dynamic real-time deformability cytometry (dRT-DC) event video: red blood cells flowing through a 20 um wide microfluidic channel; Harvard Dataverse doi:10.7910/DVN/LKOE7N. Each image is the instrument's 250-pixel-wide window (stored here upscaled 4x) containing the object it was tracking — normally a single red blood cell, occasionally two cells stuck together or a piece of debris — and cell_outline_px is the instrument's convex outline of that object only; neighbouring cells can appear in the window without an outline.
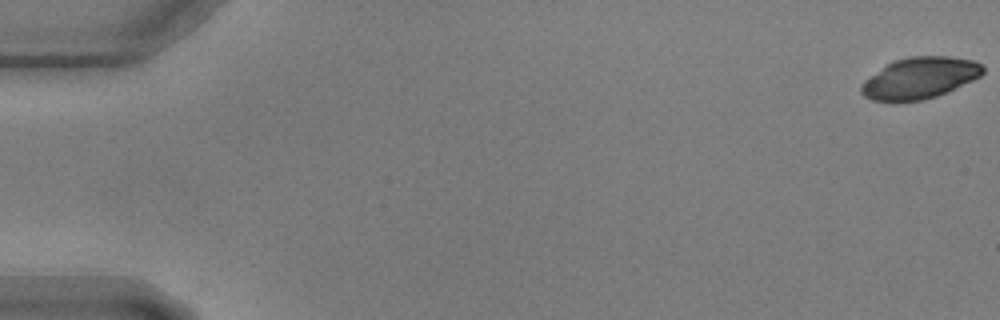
{"species": "common noctule bat (a hibernating species)", "species_latin": "Nyctalus noctula", "temperature_condition": "warm", "stored_images_in_passage": 49, "camera_frame_rate_fps": 3000, "um_per_image_px": 0.085, "animal": {"sex": "male", "body_mass_g": 17.9, "forearm_length_mm": 54.2}, "frame": {"image": 1, "passage_image": 1, "time_ms": 0.0, "image_size_px": [1000, 320], "cell_outline_px": [[984, 72], [980, 76], [972, 80], [936, 96], [924, 100], [896, 104], [872, 100], [864, 96], [860, 92], [860, 84], [864, 80], [892, 60], [908, 56], [948, 56], [972, 60], [980, 64], [984, 68]], "centroid_in_image_um": [78.1, 6.66], "position_along_channel_um": 6.9, "area_um2": 29.77}}
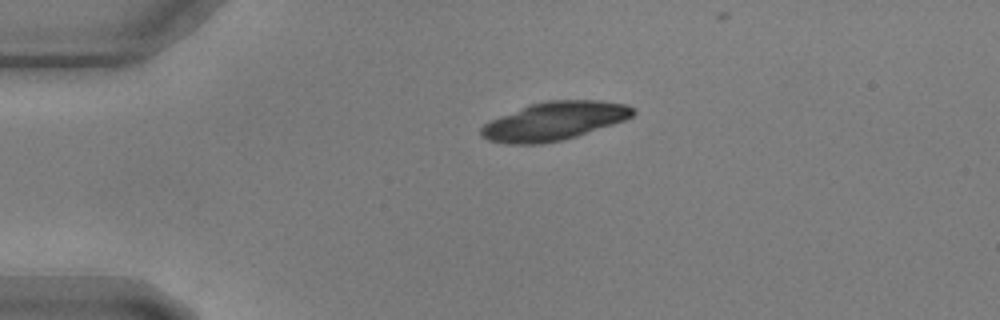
{"frame": {"image": 2, "passage_image": 14, "time_ms": 4.333, "image_size_px": [1000, 320], "cell_outline_px": [[636, 112], [632, 116], [624, 120], [576, 136], [560, 140], [540, 144], [508, 144], [488, 140], [480, 136], [480, 128], [484, 124], [492, 120], [532, 104], [548, 100], [600, 100], [628, 104], [636, 108]], "centroid_in_image_um": [47.14, 10.29], "position_along_channel_um": 37.9, "area_um2": 33.58}}